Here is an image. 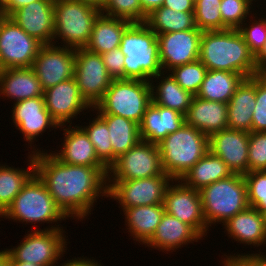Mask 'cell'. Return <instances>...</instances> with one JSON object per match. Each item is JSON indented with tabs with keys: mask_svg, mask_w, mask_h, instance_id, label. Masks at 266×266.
Listing matches in <instances>:
<instances>
[{
	"mask_svg": "<svg viewBox=\"0 0 266 266\" xmlns=\"http://www.w3.org/2000/svg\"><path fill=\"white\" fill-rule=\"evenodd\" d=\"M261 215H262V219L264 221V226H265V229H266V210L262 211Z\"/></svg>",
	"mask_w": 266,
	"mask_h": 266,
	"instance_id": "9f6ffc18",
	"label": "cell"
},
{
	"mask_svg": "<svg viewBox=\"0 0 266 266\" xmlns=\"http://www.w3.org/2000/svg\"><path fill=\"white\" fill-rule=\"evenodd\" d=\"M43 97L46 109L59 126L70 125L79 113L93 109L82 97L74 77L47 88Z\"/></svg>",
	"mask_w": 266,
	"mask_h": 266,
	"instance_id": "e0dca14e",
	"label": "cell"
},
{
	"mask_svg": "<svg viewBox=\"0 0 266 266\" xmlns=\"http://www.w3.org/2000/svg\"><path fill=\"white\" fill-rule=\"evenodd\" d=\"M158 79L159 81H157ZM153 80L156 81V84ZM150 86L152 103L174 109L183 115L187 114L194 95L184 90L169 72L167 74L161 72L157 76L152 77L150 79Z\"/></svg>",
	"mask_w": 266,
	"mask_h": 266,
	"instance_id": "f546056e",
	"label": "cell"
},
{
	"mask_svg": "<svg viewBox=\"0 0 266 266\" xmlns=\"http://www.w3.org/2000/svg\"><path fill=\"white\" fill-rule=\"evenodd\" d=\"M100 9L107 16L125 19L131 23L143 22V10L139 0H106Z\"/></svg>",
	"mask_w": 266,
	"mask_h": 266,
	"instance_id": "ab89813d",
	"label": "cell"
},
{
	"mask_svg": "<svg viewBox=\"0 0 266 266\" xmlns=\"http://www.w3.org/2000/svg\"><path fill=\"white\" fill-rule=\"evenodd\" d=\"M42 45L13 19L0 16V70L32 67Z\"/></svg>",
	"mask_w": 266,
	"mask_h": 266,
	"instance_id": "8fae6325",
	"label": "cell"
},
{
	"mask_svg": "<svg viewBox=\"0 0 266 266\" xmlns=\"http://www.w3.org/2000/svg\"><path fill=\"white\" fill-rule=\"evenodd\" d=\"M109 129L113 150V163L117 158L134 147L141 139L139 125L129 119L113 114H99Z\"/></svg>",
	"mask_w": 266,
	"mask_h": 266,
	"instance_id": "836d02e7",
	"label": "cell"
},
{
	"mask_svg": "<svg viewBox=\"0 0 266 266\" xmlns=\"http://www.w3.org/2000/svg\"><path fill=\"white\" fill-rule=\"evenodd\" d=\"M0 218L12 219L13 222L18 221V223H31L34 226L35 223H55V225H50L45 229L34 228L35 230H53L63 229L58 223L69 217L54 202L44 183L34 174L14 201L0 215Z\"/></svg>",
	"mask_w": 266,
	"mask_h": 266,
	"instance_id": "3957f363",
	"label": "cell"
},
{
	"mask_svg": "<svg viewBox=\"0 0 266 266\" xmlns=\"http://www.w3.org/2000/svg\"><path fill=\"white\" fill-rule=\"evenodd\" d=\"M199 192L208 228L218 222L224 225L230 218L249 207L246 182L241 174L218 180Z\"/></svg>",
	"mask_w": 266,
	"mask_h": 266,
	"instance_id": "52a82bcc",
	"label": "cell"
},
{
	"mask_svg": "<svg viewBox=\"0 0 266 266\" xmlns=\"http://www.w3.org/2000/svg\"><path fill=\"white\" fill-rule=\"evenodd\" d=\"M172 181L170 176L107 181V198L119 202L122 211L130 207L163 204L166 190Z\"/></svg>",
	"mask_w": 266,
	"mask_h": 266,
	"instance_id": "7c38bea8",
	"label": "cell"
},
{
	"mask_svg": "<svg viewBox=\"0 0 266 266\" xmlns=\"http://www.w3.org/2000/svg\"><path fill=\"white\" fill-rule=\"evenodd\" d=\"M202 31L197 27L186 31L158 34L159 61L163 72L199 59Z\"/></svg>",
	"mask_w": 266,
	"mask_h": 266,
	"instance_id": "2e32d148",
	"label": "cell"
},
{
	"mask_svg": "<svg viewBox=\"0 0 266 266\" xmlns=\"http://www.w3.org/2000/svg\"><path fill=\"white\" fill-rule=\"evenodd\" d=\"M109 76L113 80L124 79V58L120 48L101 54Z\"/></svg>",
	"mask_w": 266,
	"mask_h": 266,
	"instance_id": "f6af8a7d",
	"label": "cell"
},
{
	"mask_svg": "<svg viewBox=\"0 0 266 266\" xmlns=\"http://www.w3.org/2000/svg\"><path fill=\"white\" fill-rule=\"evenodd\" d=\"M31 68L46 90L74 77L75 49L55 44L42 45Z\"/></svg>",
	"mask_w": 266,
	"mask_h": 266,
	"instance_id": "5bb4252c",
	"label": "cell"
},
{
	"mask_svg": "<svg viewBox=\"0 0 266 266\" xmlns=\"http://www.w3.org/2000/svg\"><path fill=\"white\" fill-rule=\"evenodd\" d=\"M233 175L225 162L218 156L208 151L180 181L187 187L200 191L218 180Z\"/></svg>",
	"mask_w": 266,
	"mask_h": 266,
	"instance_id": "4dcf8cb0",
	"label": "cell"
},
{
	"mask_svg": "<svg viewBox=\"0 0 266 266\" xmlns=\"http://www.w3.org/2000/svg\"><path fill=\"white\" fill-rule=\"evenodd\" d=\"M35 1L41 0H0V14L10 17L18 9Z\"/></svg>",
	"mask_w": 266,
	"mask_h": 266,
	"instance_id": "7dc6e473",
	"label": "cell"
},
{
	"mask_svg": "<svg viewBox=\"0 0 266 266\" xmlns=\"http://www.w3.org/2000/svg\"><path fill=\"white\" fill-rule=\"evenodd\" d=\"M256 105V75L244 78L227 103L228 129L251 132Z\"/></svg>",
	"mask_w": 266,
	"mask_h": 266,
	"instance_id": "484cf974",
	"label": "cell"
},
{
	"mask_svg": "<svg viewBox=\"0 0 266 266\" xmlns=\"http://www.w3.org/2000/svg\"><path fill=\"white\" fill-rule=\"evenodd\" d=\"M124 58V79L150 81L163 72L157 35L144 22L131 23L122 34L119 47Z\"/></svg>",
	"mask_w": 266,
	"mask_h": 266,
	"instance_id": "277c9868",
	"label": "cell"
},
{
	"mask_svg": "<svg viewBox=\"0 0 266 266\" xmlns=\"http://www.w3.org/2000/svg\"><path fill=\"white\" fill-rule=\"evenodd\" d=\"M259 253H237L226 255L224 254V260L227 261L231 266H266V259L263 256L264 252L258 251Z\"/></svg>",
	"mask_w": 266,
	"mask_h": 266,
	"instance_id": "bcb514c9",
	"label": "cell"
},
{
	"mask_svg": "<svg viewBox=\"0 0 266 266\" xmlns=\"http://www.w3.org/2000/svg\"><path fill=\"white\" fill-rule=\"evenodd\" d=\"M223 266H231L227 261H222Z\"/></svg>",
	"mask_w": 266,
	"mask_h": 266,
	"instance_id": "6f0895ef",
	"label": "cell"
},
{
	"mask_svg": "<svg viewBox=\"0 0 266 266\" xmlns=\"http://www.w3.org/2000/svg\"><path fill=\"white\" fill-rule=\"evenodd\" d=\"M185 121L209 137L228 128L227 104L193 96Z\"/></svg>",
	"mask_w": 266,
	"mask_h": 266,
	"instance_id": "d4e9b609",
	"label": "cell"
},
{
	"mask_svg": "<svg viewBox=\"0 0 266 266\" xmlns=\"http://www.w3.org/2000/svg\"><path fill=\"white\" fill-rule=\"evenodd\" d=\"M13 266H39L33 263L13 261Z\"/></svg>",
	"mask_w": 266,
	"mask_h": 266,
	"instance_id": "11a10c76",
	"label": "cell"
},
{
	"mask_svg": "<svg viewBox=\"0 0 266 266\" xmlns=\"http://www.w3.org/2000/svg\"><path fill=\"white\" fill-rule=\"evenodd\" d=\"M221 0H197L194 3L195 25L202 32L222 31V18L219 10Z\"/></svg>",
	"mask_w": 266,
	"mask_h": 266,
	"instance_id": "8d00e7d4",
	"label": "cell"
},
{
	"mask_svg": "<svg viewBox=\"0 0 266 266\" xmlns=\"http://www.w3.org/2000/svg\"><path fill=\"white\" fill-rule=\"evenodd\" d=\"M61 266H102L101 262L98 263V261H95L94 258L88 259L86 258H81V257H75L74 259L72 258L61 263Z\"/></svg>",
	"mask_w": 266,
	"mask_h": 266,
	"instance_id": "681fc988",
	"label": "cell"
},
{
	"mask_svg": "<svg viewBox=\"0 0 266 266\" xmlns=\"http://www.w3.org/2000/svg\"><path fill=\"white\" fill-rule=\"evenodd\" d=\"M12 112V122L15 124L20 133L23 134L30 148L34 145V140L46 131V129H59L58 123L51 117L45 107L43 96L31 99H24L14 103Z\"/></svg>",
	"mask_w": 266,
	"mask_h": 266,
	"instance_id": "ac0fdd59",
	"label": "cell"
},
{
	"mask_svg": "<svg viewBox=\"0 0 266 266\" xmlns=\"http://www.w3.org/2000/svg\"><path fill=\"white\" fill-rule=\"evenodd\" d=\"M29 153L28 168H14L0 164V215L14 201L24 185L35 174L34 153Z\"/></svg>",
	"mask_w": 266,
	"mask_h": 266,
	"instance_id": "d6a6232c",
	"label": "cell"
},
{
	"mask_svg": "<svg viewBox=\"0 0 266 266\" xmlns=\"http://www.w3.org/2000/svg\"><path fill=\"white\" fill-rule=\"evenodd\" d=\"M0 266H13V259L5 249L0 251Z\"/></svg>",
	"mask_w": 266,
	"mask_h": 266,
	"instance_id": "f5cc1de1",
	"label": "cell"
},
{
	"mask_svg": "<svg viewBox=\"0 0 266 266\" xmlns=\"http://www.w3.org/2000/svg\"><path fill=\"white\" fill-rule=\"evenodd\" d=\"M255 63L260 73L266 69V41L261 50L255 55Z\"/></svg>",
	"mask_w": 266,
	"mask_h": 266,
	"instance_id": "816d5d0a",
	"label": "cell"
},
{
	"mask_svg": "<svg viewBox=\"0 0 266 266\" xmlns=\"http://www.w3.org/2000/svg\"><path fill=\"white\" fill-rule=\"evenodd\" d=\"M169 176L164 173L157 144L140 140L109 167L107 181Z\"/></svg>",
	"mask_w": 266,
	"mask_h": 266,
	"instance_id": "30bf717a",
	"label": "cell"
},
{
	"mask_svg": "<svg viewBox=\"0 0 266 266\" xmlns=\"http://www.w3.org/2000/svg\"><path fill=\"white\" fill-rule=\"evenodd\" d=\"M123 213L126 230L131 234L133 240L146 245L158 227L165 209L164 204L143 205L126 208Z\"/></svg>",
	"mask_w": 266,
	"mask_h": 266,
	"instance_id": "f1b7e54d",
	"label": "cell"
},
{
	"mask_svg": "<svg viewBox=\"0 0 266 266\" xmlns=\"http://www.w3.org/2000/svg\"><path fill=\"white\" fill-rule=\"evenodd\" d=\"M100 13V7L89 2L54 0L53 44L60 45L57 42L62 39L63 47L85 48Z\"/></svg>",
	"mask_w": 266,
	"mask_h": 266,
	"instance_id": "8992f818",
	"label": "cell"
},
{
	"mask_svg": "<svg viewBox=\"0 0 266 266\" xmlns=\"http://www.w3.org/2000/svg\"><path fill=\"white\" fill-rule=\"evenodd\" d=\"M223 226L228 237L233 238L237 243L255 247L266 245V229L262 215L253 207L237 213Z\"/></svg>",
	"mask_w": 266,
	"mask_h": 266,
	"instance_id": "4316f807",
	"label": "cell"
},
{
	"mask_svg": "<svg viewBox=\"0 0 266 266\" xmlns=\"http://www.w3.org/2000/svg\"><path fill=\"white\" fill-rule=\"evenodd\" d=\"M68 126V127H65ZM64 141L62 149L52 154L61 162L70 165H81L98 168L106 177L109 168L98 158L94 145L80 126L62 125Z\"/></svg>",
	"mask_w": 266,
	"mask_h": 266,
	"instance_id": "ffe728a7",
	"label": "cell"
},
{
	"mask_svg": "<svg viewBox=\"0 0 266 266\" xmlns=\"http://www.w3.org/2000/svg\"><path fill=\"white\" fill-rule=\"evenodd\" d=\"M209 151L220 157L233 174L248 173L249 133L224 129L208 137Z\"/></svg>",
	"mask_w": 266,
	"mask_h": 266,
	"instance_id": "d6986e66",
	"label": "cell"
},
{
	"mask_svg": "<svg viewBox=\"0 0 266 266\" xmlns=\"http://www.w3.org/2000/svg\"><path fill=\"white\" fill-rule=\"evenodd\" d=\"M74 78L82 97L92 108L102 99L113 81L102 56L85 48L75 49Z\"/></svg>",
	"mask_w": 266,
	"mask_h": 266,
	"instance_id": "4fadbf2b",
	"label": "cell"
},
{
	"mask_svg": "<svg viewBox=\"0 0 266 266\" xmlns=\"http://www.w3.org/2000/svg\"><path fill=\"white\" fill-rule=\"evenodd\" d=\"M163 204L166 213L189 224L202 237L207 235L210 229L205 222L198 190L185 186L180 180H174L166 190Z\"/></svg>",
	"mask_w": 266,
	"mask_h": 266,
	"instance_id": "9a60e30c",
	"label": "cell"
},
{
	"mask_svg": "<svg viewBox=\"0 0 266 266\" xmlns=\"http://www.w3.org/2000/svg\"><path fill=\"white\" fill-rule=\"evenodd\" d=\"M97 116L90 120L88 126L80 127L88 135L94 145L98 158L109 168L113 164V150L109 138V129L105 120L97 113Z\"/></svg>",
	"mask_w": 266,
	"mask_h": 266,
	"instance_id": "d590c367",
	"label": "cell"
},
{
	"mask_svg": "<svg viewBox=\"0 0 266 266\" xmlns=\"http://www.w3.org/2000/svg\"><path fill=\"white\" fill-rule=\"evenodd\" d=\"M158 34L195 29L194 12H179L161 6L147 15L144 22Z\"/></svg>",
	"mask_w": 266,
	"mask_h": 266,
	"instance_id": "e575fe53",
	"label": "cell"
},
{
	"mask_svg": "<svg viewBox=\"0 0 266 266\" xmlns=\"http://www.w3.org/2000/svg\"><path fill=\"white\" fill-rule=\"evenodd\" d=\"M10 18L43 45L53 44L54 0L31 2L15 11Z\"/></svg>",
	"mask_w": 266,
	"mask_h": 266,
	"instance_id": "44dd1931",
	"label": "cell"
},
{
	"mask_svg": "<svg viewBox=\"0 0 266 266\" xmlns=\"http://www.w3.org/2000/svg\"><path fill=\"white\" fill-rule=\"evenodd\" d=\"M255 17L251 16L248 22L250 23H243L239 28L238 31L242 35L244 42L249 46V50L255 56L263 47L266 41V18L264 16L261 18H257L256 13L254 14ZM256 18V19H255ZM249 24V25H248Z\"/></svg>",
	"mask_w": 266,
	"mask_h": 266,
	"instance_id": "b9f144b4",
	"label": "cell"
},
{
	"mask_svg": "<svg viewBox=\"0 0 266 266\" xmlns=\"http://www.w3.org/2000/svg\"><path fill=\"white\" fill-rule=\"evenodd\" d=\"M142 10H143V22H145L147 15L152 11L161 7L164 3V0H139Z\"/></svg>",
	"mask_w": 266,
	"mask_h": 266,
	"instance_id": "f907efd6",
	"label": "cell"
},
{
	"mask_svg": "<svg viewBox=\"0 0 266 266\" xmlns=\"http://www.w3.org/2000/svg\"><path fill=\"white\" fill-rule=\"evenodd\" d=\"M262 74L266 77V69L262 72Z\"/></svg>",
	"mask_w": 266,
	"mask_h": 266,
	"instance_id": "680465c9",
	"label": "cell"
},
{
	"mask_svg": "<svg viewBox=\"0 0 266 266\" xmlns=\"http://www.w3.org/2000/svg\"><path fill=\"white\" fill-rule=\"evenodd\" d=\"M17 247L5 249L13 261L33 263L39 266H61L68 247L63 229L28 231Z\"/></svg>",
	"mask_w": 266,
	"mask_h": 266,
	"instance_id": "9c48e42d",
	"label": "cell"
},
{
	"mask_svg": "<svg viewBox=\"0 0 266 266\" xmlns=\"http://www.w3.org/2000/svg\"><path fill=\"white\" fill-rule=\"evenodd\" d=\"M185 123V115L182 113L151 102L139 125L140 139L158 145Z\"/></svg>",
	"mask_w": 266,
	"mask_h": 266,
	"instance_id": "7402d4cb",
	"label": "cell"
},
{
	"mask_svg": "<svg viewBox=\"0 0 266 266\" xmlns=\"http://www.w3.org/2000/svg\"><path fill=\"white\" fill-rule=\"evenodd\" d=\"M208 69L198 59L195 62L177 66L169 71L175 81L196 96Z\"/></svg>",
	"mask_w": 266,
	"mask_h": 266,
	"instance_id": "74e56055",
	"label": "cell"
},
{
	"mask_svg": "<svg viewBox=\"0 0 266 266\" xmlns=\"http://www.w3.org/2000/svg\"><path fill=\"white\" fill-rule=\"evenodd\" d=\"M43 95L44 89L31 67L0 70V97L17 103Z\"/></svg>",
	"mask_w": 266,
	"mask_h": 266,
	"instance_id": "cb8c5ba5",
	"label": "cell"
},
{
	"mask_svg": "<svg viewBox=\"0 0 266 266\" xmlns=\"http://www.w3.org/2000/svg\"><path fill=\"white\" fill-rule=\"evenodd\" d=\"M247 187L249 207L260 213L266 210V171H253L243 175Z\"/></svg>",
	"mask_w": 266,
	"mask_h": 266,
	"instance_id": "60d3db41",
	"label": "cell"
},
{
	"mask_svg": "<svg viewBox=\"0 0 266 266\" xmlns=\"http://www.w3.org/2000/svg\"><path fill=\"white\" fill-rule=\"evenodd\" d=\"M193 0H164L162 6L179 12H194Z\"/></svg>",
	"mask_w": 266,
	"mask_h": 266,
	"instance_id": "c3c4849f",
	"label": "cell"
},
{
	"mask_svg": "<svg viewBox=\"0 0 266 266\" xmlns=\"http://www.w3.org/2000/svg\"><path fill=\"white\" fill-rule=\"evenodd\" d=\"M201 238L204 239L192 226L165 212L146 247L175 252L188 243L199 242Z\"/></svg>",
	"mask_w": 266,
	"mask_h": 266,
	"instance_id": "603a6c76",
	"label": "cell"
},
{
	"mask_svg": "<svg viewBox=\"0 0 266 266\" xmlns=\"http://www.w3.org/2000/svg\"><path fill=\"white\" fill-rule=\"evenodd\" d=\"M266 171V131L250 132L248 172Z\"/></svg>",
	"mask_w": 266,
	"mask_h": 266,
	"instance_id": "7bdbcfd3",
	"label": "cell"
},
{
	"mask_svg": "<svg viewBox=\"0 0 266 266\" xmlns=\"http://www.w3.org/2000/svg\"><path fill=\"white\" fill-rule=\"evenodd\" d=\"M162 169L180 180L208 151V136L186 123L159 144Z\"/></svg>",
	"mask_w": 266,
	"mask_h": 266,
	"instance_id": "5b68a950",
	"label": "cell"
},
{
	"mask_svg": "<svg viewBox=\"0 0 266 266\" xmlns=\"http://www.w3.org/2000/svg\"><path fill=\"white\" fill-rule=\"evenodd\" d=\"M266 131V77L256 75V105L253 111L251 132Z\"/></svg>",
	"mask_w": 266,
	"mask_h": 266,
	"instance_id": "ee69618b",
	"label": "cell"
},
{
	"mask_svg": "<svg viewBox=\"0 0 266 266\" xmlns=\"http://www.w3.org/2000/svg\"><path fill=\"white\" fill-rule=\"evenodd\" d=\"M130 24L131 22L125 19L100 13L94 22L90 39L85 49L101 55L112 49L119 48L122 34Z\"/></svg>",
	"mask_w": 266,
	"mask_h": 266,
	"instance_id": "83f0119b",
	"label": "cell"
},
{
	"mask_svg": "<svg viewBox=\"0 0 266 266\" xmlns=\"http://www.w3.org/2000/svg\"><path fill=\"white\" fill-rule=\"evenodd\" d=\"M199 60L208 70L240 73L245 78L260 74L238 29L202 32Z\"/></svg>",
	"mask_w": 266,
	"mask_h": 266,
	"instance_id": "7a4b0ae2",
	"label": "cell"
},
{
	"mask_svg": "<svg viewBox=\"0 0 266 266\" xmlns=\"http://www.w3.org/2000/svg\"><path fill=\"white\" fill-rule=\"evenodd\" d=\"M244 78L240 73L208 70L196 96L227 104Z\"/></svg>",
	"mask_w": 266,
	"mask_h": 266,
	"instance_id": "1f68e13d",
	"label": "cell"
},
{
	"mask_svg": "<svg viewBox=\"0 0 266 266\" xmlns=\"http://www.w3.org/2000/svg\"><path fill=\"white\" fill-rule=\"evenodd\" d=\"M31 149L35 174L68 217L83 221L97 199L107 197V177L98 168L66 164L51 152L36 150L35 146Z\"/></svg>",
	"mask_w": 266,
	"mask_h": 266,
	"instance_id": "6da1fadb",
	"label": "cell"
},
{
	"mask_svg": "<svg viewBox=\"0 0 266 266\" xmlns=\"http://www.w3.org/2000/svg\"><path fill=\"white\" fill-rule=\"evenodd\" d=\"M250 0H221L219 10L222 18V30L238 29L252 14ZM249 15V16H248Z\"/></svg>",
	"mask_w": 266,
	"mask_h": 266,
	"instance_id": "f35d334b",
	"label": "cell"
},
{
	"mask_svg": "<svg viewBox=\"0 0 266 266\" xmlns=\"http://www.w3.org/2000/svg\"><path fill=\"white\" fill-rule=\"evenodd\" d=\"M79 1L89 2L100 8L106 2V0H79Z\"/></svg>",
	"mask_w": 266,
	"mask_h": 266,
	"instance_id": "db71d44e",
	"label": "cell"
},
{
	"mask_svg": "<svg viewBox=\"0 0 266 266\" xmlns=\"http://www.w3.org/2000/svg\"><path fill=\"white\" fill-rule=\"evenodd\" d=\"M151 102L150 81L119 79L111 82L102 99L91 111L121 116L140 125Z\"/></svg>",
	"mask_w": 266,
	"mask_h": 266,
	"instance_id": "ba28073f",
	"label": "cell"
}]
</instances>
